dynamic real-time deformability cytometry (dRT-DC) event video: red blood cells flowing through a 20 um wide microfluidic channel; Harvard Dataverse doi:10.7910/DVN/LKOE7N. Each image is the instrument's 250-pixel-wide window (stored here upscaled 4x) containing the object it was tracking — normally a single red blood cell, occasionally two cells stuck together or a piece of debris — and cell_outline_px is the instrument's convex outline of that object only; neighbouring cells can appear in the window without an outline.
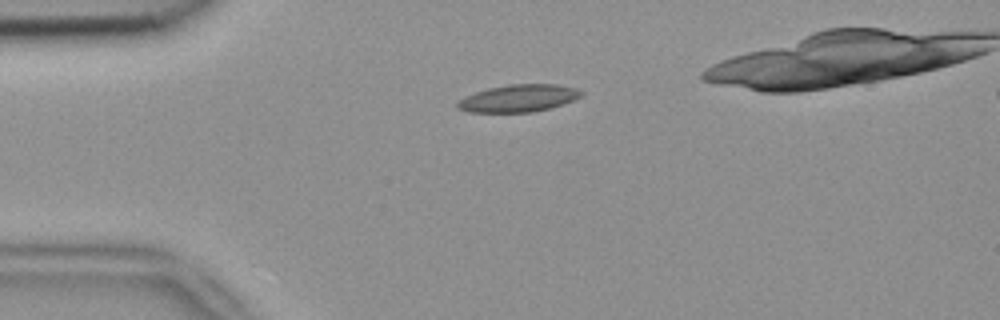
{"species": "common noctule bat (a hibernating species)", "species_latin": "Nyctalus noctula", "temperature_condition": "room temperature", "stored_images_in_passage": 3, "camera_frame_rate_fps": 3000, "um_per_image_px": 0.085, "animal": {"sex": "female", "body_mass_g": 18.4}, "frame": {"image": 1, "passage_image": 1, "time_ms": 0.0, "image_size_px": [1000, 320], "cell_outline_px": [[584, 92], [580, 96], [572, 100], [548, 108], [532, 112], [468, 112], [456, 108], [456, 104], [464, 96], [488, 88], [508, 84], [556, 84], [576, 88]], "centroid_in_image_um": [44.03, 8.34], "position_along_channel_um": 41.0, "area_um2": 19.54}}